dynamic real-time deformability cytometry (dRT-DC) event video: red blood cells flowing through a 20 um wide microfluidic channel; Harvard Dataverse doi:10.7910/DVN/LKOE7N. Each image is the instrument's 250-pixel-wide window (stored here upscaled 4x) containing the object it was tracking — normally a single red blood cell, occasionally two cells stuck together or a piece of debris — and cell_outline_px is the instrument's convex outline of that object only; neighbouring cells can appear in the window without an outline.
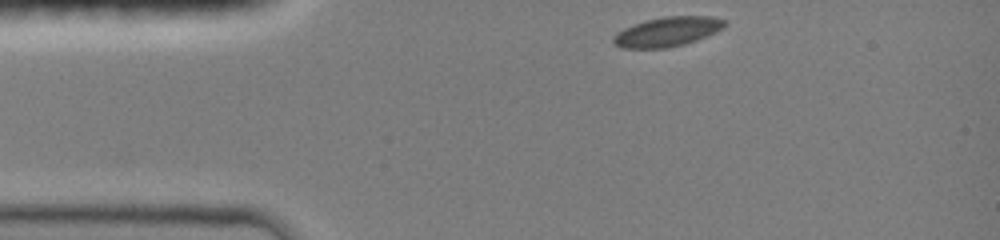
{"species": "common noctule bat (a hibernating species)", "species_latin": "Nyctalus noctula", "temperature_condition": "room temperature", "stored_images_in_passage": 35, "camera_frame_rate_fps": 3000, "um_per_image_px": 0.085, "animal": {"sex": "female", "body_mass_g": 19.0, "forearm_length_mm": 51.5}, "frame": {"image": 1, "passage_image": 1, "time_ms": 0.0, "image_size_px": [1000, 240], "cell_outline_px": [[728, 24], [724, 28], [716, 32], [696, 40], [684, 44], [668, 48], [620, 48], [612, 44], [612, 36], [616, 32], [624, 28], [648, 20], [664, 16], [712, 16], [724, 20]], "centroid_in_image_um": [56.71, 2.7], "position_along_channel_um": 28.3, "area_um2": 19.25}}
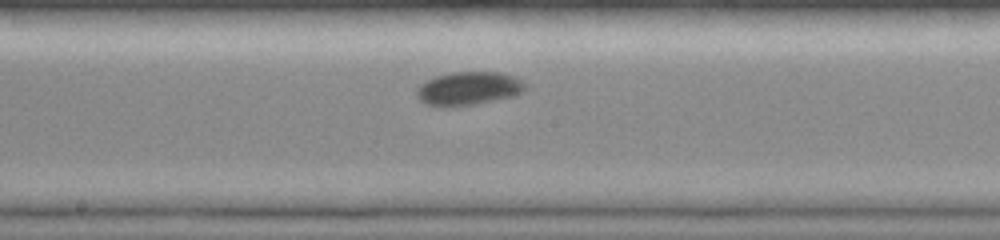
{"frame": {"image": 2, "passage_image": 18, "time_ms": 5.667, "image_size_px": [1000, 240], "cell_outline_px": [[528, 88], [512, 96], [472, 104], [444, 108], [436, 108], [424, 104], [416, 96], [416, 88], [420, 84], [436, 76], [452, 72], [500, 72], [524, 80]], "centroid_in_image_um": [39.77, 7.53], "position_along_channel_um": 208.4, "area_um2": 21.33}}
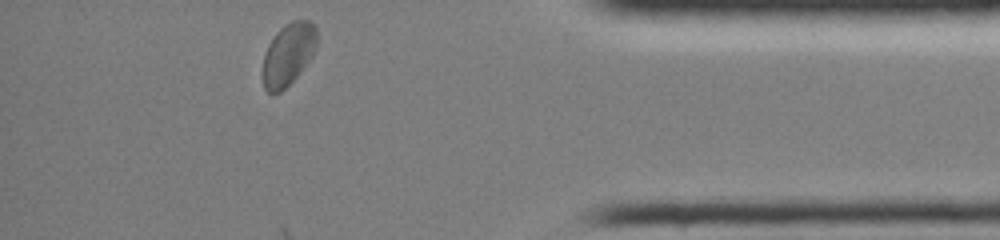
{"frame": {"image": 3, "passage_image": 35, "time_ms": 11.333, "image_size_px": [1000, 240], "cell_outline_px": [[316, 48], [312, 56], [300, 72], [280, 92], [268, 92], [264, 88], [264, 56], [268, 44], [276, 32], [284, 24], [292, 20], [308, 20], [316, 28]], "centroid_in_image_um": [24.51, 4.57], "position_along_channel_um": 410.7, "area_um2": 19.25}, "authors_computed_cell_mechanics": {"area_um2": 19.7676, "velocity_mm_per_s": 3.9532, "shape_relaxation_time_tau1_ms": 1.8202, "shape_relaxation_time_tau2_ms": null, "deformation_change_tau1": 0.0661, "deformation_change_tau2": null}}